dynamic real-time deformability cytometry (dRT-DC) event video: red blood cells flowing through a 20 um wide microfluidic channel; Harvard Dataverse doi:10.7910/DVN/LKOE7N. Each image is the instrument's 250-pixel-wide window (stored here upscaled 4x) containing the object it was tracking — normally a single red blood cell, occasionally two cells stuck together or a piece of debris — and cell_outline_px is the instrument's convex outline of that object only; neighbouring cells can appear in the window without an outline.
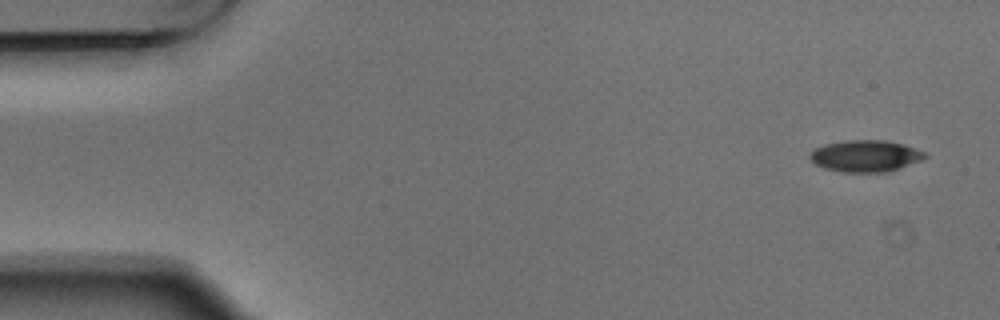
{"species": "Egyptian fruit bat (a non-hibernating species)", "species_latin": "Rousettus aegyptiacus", "temperature_condition": "warm", "stored_images_in_passage": 2, "camera_frame_rate_fps": 3000, "um_per_image_px": 0.085, "animal": {"sex": "male"}, "frame": {"image": 1, "passage_image": 1, "time_ms": 0.0, "image_size_px": [1000, 320], "cell_outline_px": [[928, 156], [920, 160], [888, 172], [840, 172], [824, 168], [816, 164], [808, 156], [808, 152], [824, 144], [848, 140], [884, 140], [904, 144], [928, 152]], "centroid_in_image_um": [73.57, 13.25], "position_along_channel_um": 11.4, "area_um2": 21.33}}